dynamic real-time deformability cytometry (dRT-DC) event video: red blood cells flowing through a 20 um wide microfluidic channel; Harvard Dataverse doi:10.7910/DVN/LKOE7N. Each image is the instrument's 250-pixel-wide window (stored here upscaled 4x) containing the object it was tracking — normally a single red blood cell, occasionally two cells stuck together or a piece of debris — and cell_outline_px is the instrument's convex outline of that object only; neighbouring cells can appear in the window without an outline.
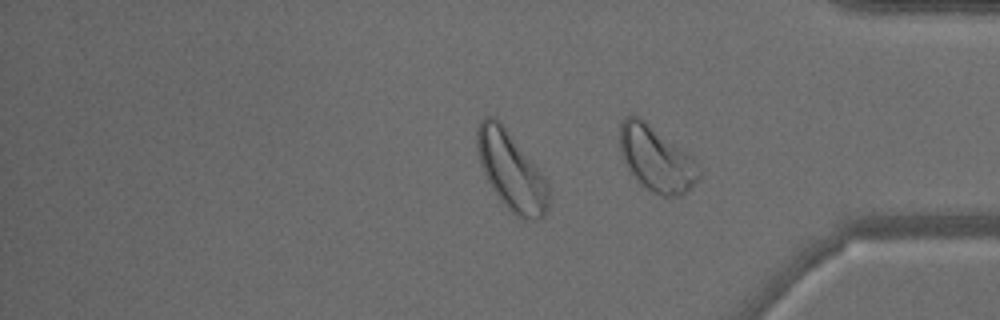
{"species": "common noctule bat (a hibernating species)", "species_latin": "Nyctalus noctula", "temperature_condition": "warm", "stored_images_in_passage": 25, "segment_of_instrument_passage": [2, 2], "camera_frame_rate_fps": 3000, "um_per_image_px": 0.085, "animal": {"sex": "male", "body_mass_g": 15.6}, "frame": {"image": 1, "passage_image": 25, "time_ms": 8.0, "image_size_px": [1000, 320], "cell_outline_px": [[700, 176], [680, 196], [664, 196], [648, 188], [628, 168], [620, 152], [620, 124], [624, 116], [640, 116], [688, 156], [700, 168]], "centroid_in_image_um": [55.73, 13.46], "position_along_channel_um": 379.5, "area_um2": 28.61}}